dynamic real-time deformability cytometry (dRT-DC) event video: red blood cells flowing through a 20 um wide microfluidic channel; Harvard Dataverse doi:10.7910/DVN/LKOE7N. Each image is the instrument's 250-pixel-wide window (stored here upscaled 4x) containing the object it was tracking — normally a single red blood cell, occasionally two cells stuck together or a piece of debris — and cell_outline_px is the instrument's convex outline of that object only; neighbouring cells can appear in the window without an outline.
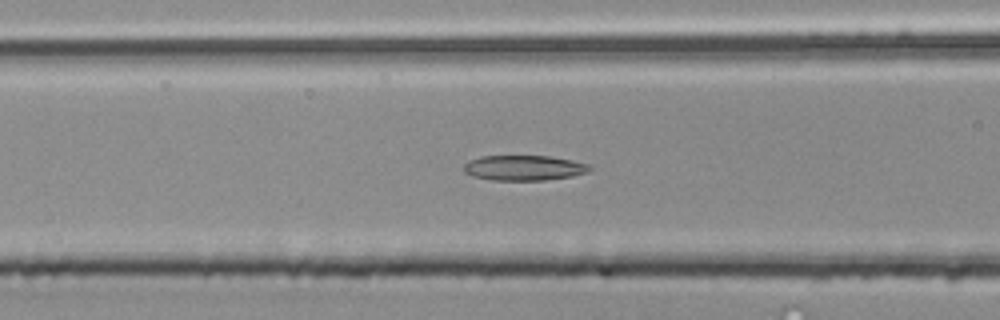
{"species": "common noctule bat (a hibernating species)", "species_latin": "Nyctalus noctula", "temperature_condition": "room temperature", "stored_images_in_passage": 31, "camera_frame_rate_fps": 3000, "um_per_image_px": 0.085, "animal": {"sex": "male", "body_mass_g": 20.4}, "frame": {"image": 1, "passage_image": 5, "time_ms": 1.333, "image_size_px": [1000, 320], "cell_outline_px": [[592, 168], [588, 172], [572, 176], [544, 180], [492, 180], [472, 176], [464, 172], [464, 164], [468, 160], [480, 156], [548, 156], [572, 160], [588, 164]], "centroid_in_image_um": [44.51, 14.26], "position_along_channel_um": 122.1, "area_um2": 18.5}}
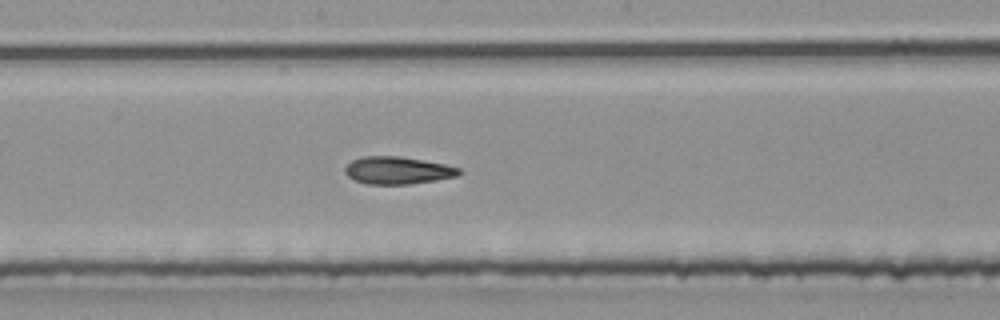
{"frame": {"image": 2, "passage_image": 12, "time_ms": 3.667, "image_size_px": [1000, 320], "cell_outline_px": [[460, 172], [456, 176], [436, 180], [408, 184], [368, 184], [356, 180], [348, 176], [344, 172], [344, 168], [352, 160], [360, 156], [400, 156], [424, 160], [444, 164], [460, 168]], "centroid_in_image_um": [33.77, 14.47], "position_along_channel_um": 214.4, "area_um2": 18.15}}
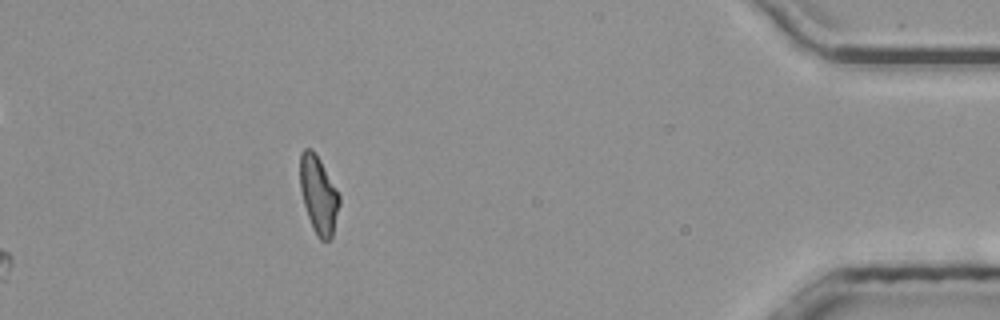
{"frame": {"image": 3, "passage_image": 31, "time_ms": 10.0, "image_size_px": [1000, 320], "cell_outline_px": [[340, 204], [332, 236], [328, 240], [320, 240], [316, 236], [312, 228], [304, 204], [300, 188], [300, 152], [304, 148], [312, 148], [320, 160], [340, 196]], "centroid_in_image_um": [27.06, 16.56], "position_along_channel_um": 408.1, "area_um2": 17.69}, "authors_computed_cell_mechanics": {"area_um2": 17.8024, "velocity_mm_per_s": 3.9424, "shape_relaxation_time_tau1_ms": null, "shape_relaxation_time_tau2_ms": 4.0079, "deformation_change_tau1": null, "deformation_change_tau2": 0.1264}}